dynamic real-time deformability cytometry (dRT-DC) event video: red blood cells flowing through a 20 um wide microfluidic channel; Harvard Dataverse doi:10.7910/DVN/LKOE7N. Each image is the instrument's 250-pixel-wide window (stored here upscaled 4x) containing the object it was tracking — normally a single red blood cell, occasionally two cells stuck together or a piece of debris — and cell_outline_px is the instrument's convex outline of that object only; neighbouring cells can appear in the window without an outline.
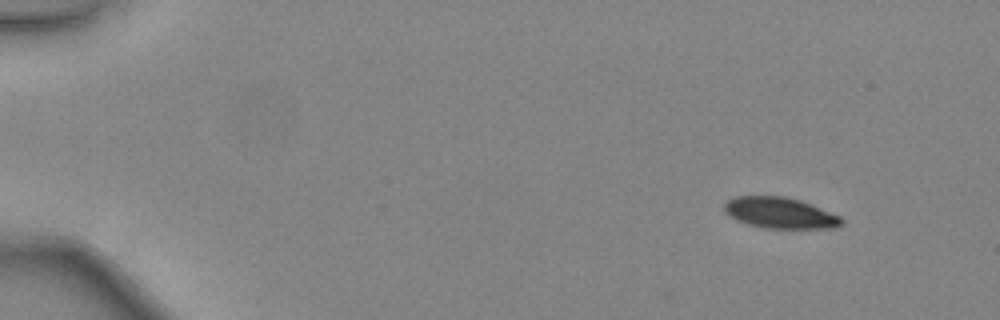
{"species": "common noctule bat (a hibernating species)", "species_latin": "Nyctalus noctula", "temperature_condition": "warm", "stored_images_in_passage": 47, "camera_frame_rate_fps": 3000, "um_per_image_px": 0.085, "animal": {"sex": "female", "body_mass_g": 24.6, "forearm_length_mm": 56.2}, "frame": {"image": 1, "passage_image": 5, "time_ms": 1.333, "image_size_px": [1000, 320], "cell_outline_px": [[844, 220], [836, 228], [764, 228], [748, 224], [736, 220], [728, 216], [724, 212], [724, 204], [728, 200], [736, 196], [788, 196], [812, 204], [840, 216]], "centroid_in_image_um": [66.28, 18.09], "position_along_channel_um": 18.7, "area_um2": 21.33}}
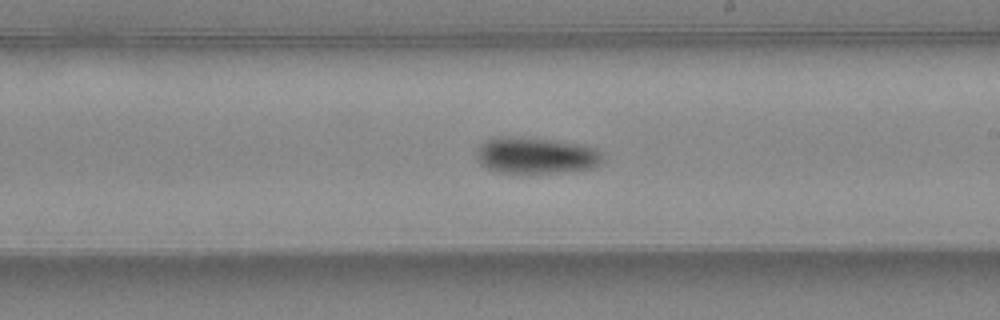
{"frame": {"image": 2, "passage_image": 29, "time_ms": 9.333, "image_size_px": [1000, 320], "cell_outline_px": [[600, 164], [596, 168], [560, 172], [496, 172], [480, 164], [476, 160], [476, 148], [480, 144], [496, 136], [500, 136], [552, 140], [576, 144], [596, 148], [600, 152]], "centroid_in_image_um": [45.5, 13.22], "position_along_channel_um": 243.5, "area_um2": 26.41}}
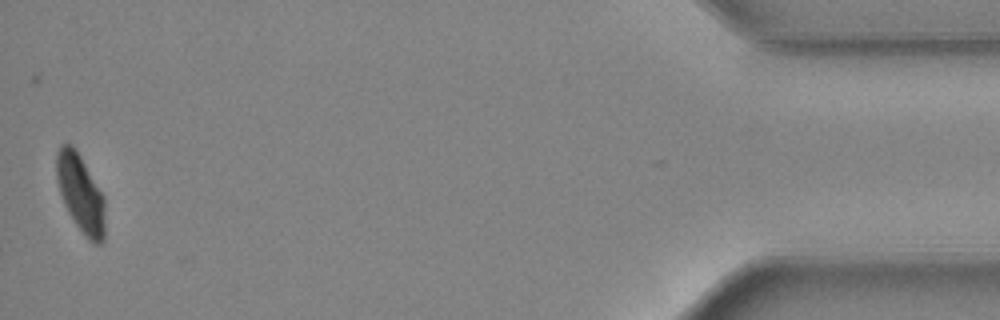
{"frame": {"image": 3, "passage_image": 47, "time_ms": 15.333, "image_size_px": [1000, 320], "cell_outline_px": [[104, 240], [100, 244], [96, 244], [88, 240], [76, 224], [68, 212], [64, 204], [56, 180], [56, 152], [60, 144], [72, 144], [76, 148], [104, 196]], "centroid_in_image_um": [6.83, 16.41], "position_along_channel_um": 428.4, "area_um2": 22.08}, "authors_computed_cell_mechanics": {"area_um2": 24.2182, "velocity_mm_per_s": 4.4438, "shape_relaxation_time_tau1_ms": 2.5994, "shape_relaxation_time_tau2_ms": 10.0061, "deformation_change_tau1": 0.108, "deformation_change_tau2": 0.1181}}